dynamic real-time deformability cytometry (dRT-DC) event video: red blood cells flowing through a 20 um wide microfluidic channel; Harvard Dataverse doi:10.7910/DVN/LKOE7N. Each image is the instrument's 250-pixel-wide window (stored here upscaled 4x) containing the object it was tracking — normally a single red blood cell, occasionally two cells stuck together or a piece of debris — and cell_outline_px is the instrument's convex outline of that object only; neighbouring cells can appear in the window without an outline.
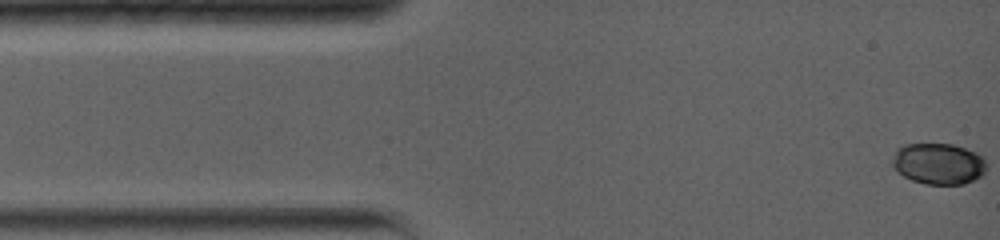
{"species": "common noctule bat (a hibernating species)", "species_latin": "Nyctalus noctula", "temperature_condition": "warm", "stored_images_in_passage": 62, "camera_frame_rate_fps": 5000, "um_per_image_px": 0.085, "animal": {"sex": "female", "body_mass_g": 19.0, "forearm_length_mm": 56.7}, "frame": {"image": 1, "passage_image": 1, "time_ms": 0.0, "image_size_px": [1000, 240], "cell_outline_px": [[984, 172], [980, 176], [964, 184], [924, 184], [912, 180], [904, 176], [892, 164], [892, 160], [896, 148], [904, 144], [952, 144], [976, 152], [984, 160]], "centroid_in_image_um": [79.74, 13.91], "position_along_channel_um": 5.3, "area_um2": 22.31}}
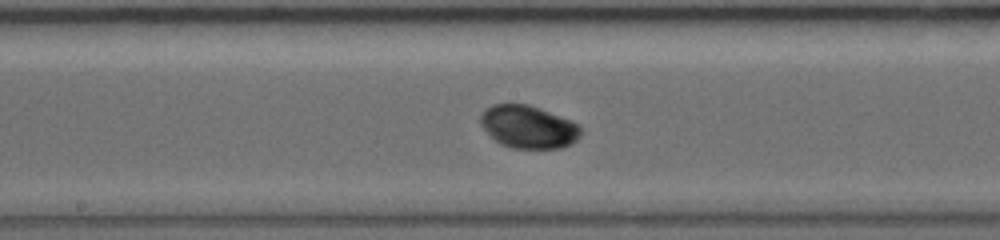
{"frame": {"image": 2, "passage_image": 37, "time_ms": 7.2, "image_size_px": [1000, 240], "cell_outline_px": [[580, 136], [572, 144], [560, 148], [512, 148], [500, 144], [480, 124], [480, 116], [492, 104], [528, 104], [540, 108], [572, 120], [580, 124]], "centroid_in_image_um": [44.95, 10.78], "position_along_channel_um": 203.3, "area_um2": 24.91}}
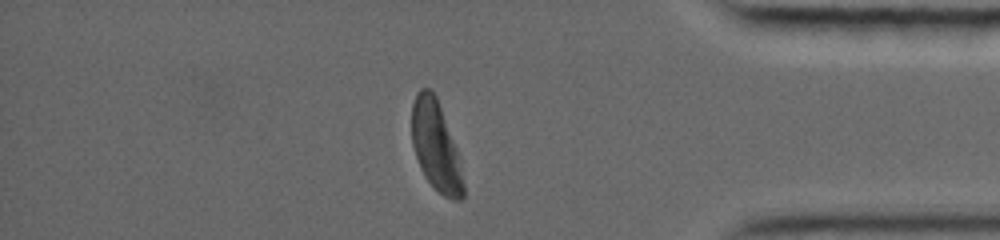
{"frame": {"image": 3, "passage_image": 62, "time_ms": 12.8, "image_size_px": [1000, 240], "cell_outline_px": [[464, 196], [460, 200], [452, 200], [444, 196], [424, 176], [416, 156], [412, 144], [412, 104], [416, 92], [420, 88], [432, 88], [436, 96], [456, 148], [464, 184]], "centroid_in_image_um": [37.03, 12.39], "position_along_channel_um": 398.2, "area_um2": 26.59}, "authors_computed_cell_mechanics": {"area_um2": 24.5939, "velocity_mm_per_s": 3.903, "shape_relaxation_time_tau1_ms": 1.2844, "shape_relaxation_time_tau2_ms": null, "deformation_change_tau1": 0.0719, "deformation_change_tau2": null}}